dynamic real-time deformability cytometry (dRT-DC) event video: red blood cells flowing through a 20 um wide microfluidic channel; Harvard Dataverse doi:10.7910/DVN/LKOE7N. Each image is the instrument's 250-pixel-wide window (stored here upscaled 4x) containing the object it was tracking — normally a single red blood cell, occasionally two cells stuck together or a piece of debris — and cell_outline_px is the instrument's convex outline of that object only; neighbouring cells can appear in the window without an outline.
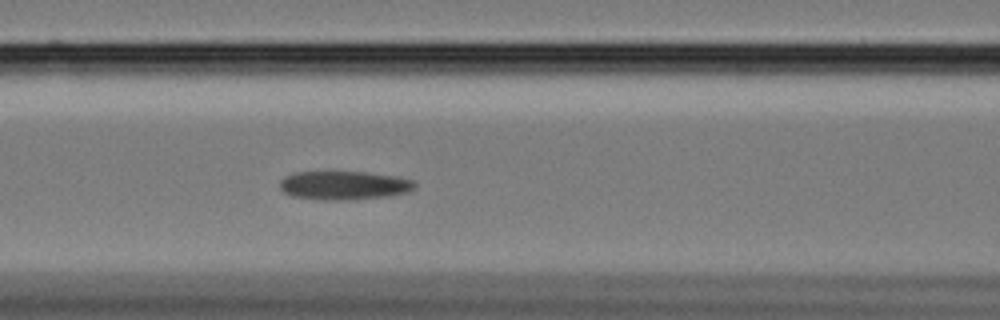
{"species": "Egyptian fruit bat (a non-hibernating species)", "species_latin": "Rousettus aegyptiacus", "temperature_condition": "cold", "stored_images_in_passage": 44, "camera_frame_rate_fps": 3000, "um_per_image_px": 0.085, "animal": {"sex": "female"}, "frame": {"image": 1, "passage_image": 18, "time_ms": 5.667, "image_size_px": [1000, 320], "cell_outline_px": [[416, 188], [408, 192], [388, 196], [348, 200], [324, 200], [292, 196], [284, 192], [280, 188], [280, 180], [284, 176], [296, 172], [368, 172], [396, 176], [412, 180], [416, 184]], "centroid_in_image_um": [29.25, 15.75], "position_along_channel_um": 137.4, "area_um2": 22.66}}
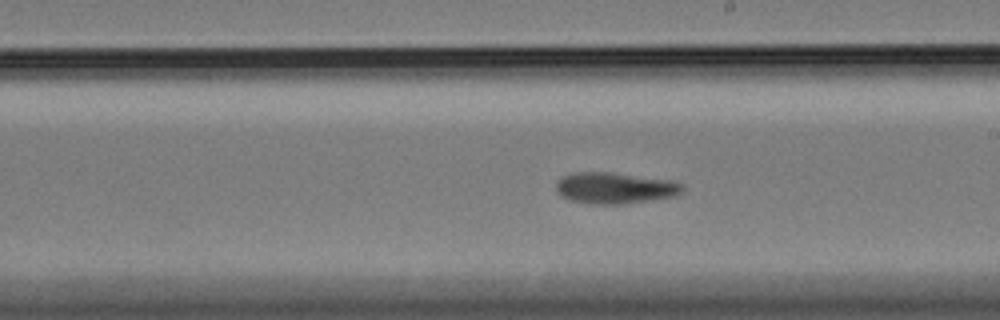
{"frame": {"image": 2, "passage_image": 27, "time_ms": 8.667, "image_size_px": [1000, 320], "cell_outline_px": [[684, 188], [676, 196], [624, 204], [588, 204], [568, 200], [560, 196], [556, 192], [556, 180], [564, 176], [576, 172], [612, 172], [672, 180], [684, 184]], "centroid_in_image_um": [52.24, 15.98], "position_along_channel_um": 236.8, "area_um2": 23.35}}
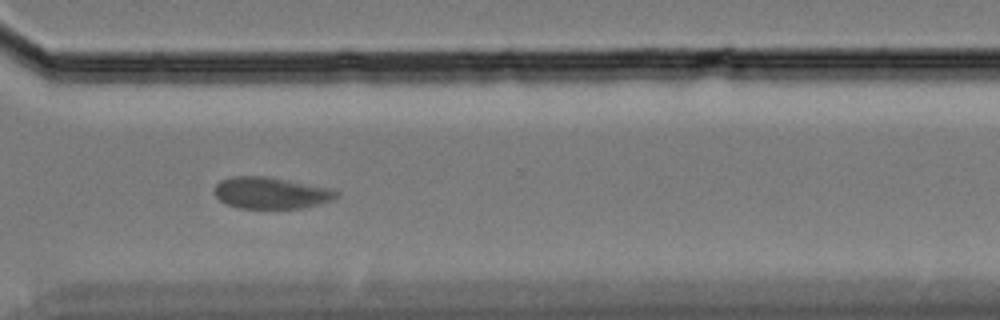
{"frame": {"image": 3, "passage_image": 37, "time_ms": 12.0, "image_size_px": [1000, 320], "cell_outline_px": [[340, 196], [332, 200], [304, 208], [236, 208], [220, 200], [216, 196], [216, 184], [220, 180], [232, 176], [264, 176], [332, 188], [340, 192]], "centroid_in_image_um": [23.07, 16.4], "position_along_channel_um": 347.5, "area_um2": 22.43}, "authors_computed_cell_mechanics": {"area_um2": 22.8888, "velocity_mm_per_s": 3.3265, "shape_relaxation_time_tau1_ms": null, "shape_relaxation_time_tau2_ms": 2.4341, "deformation_change_tau1": null, "deformation_change_tau2": 0.0587}}